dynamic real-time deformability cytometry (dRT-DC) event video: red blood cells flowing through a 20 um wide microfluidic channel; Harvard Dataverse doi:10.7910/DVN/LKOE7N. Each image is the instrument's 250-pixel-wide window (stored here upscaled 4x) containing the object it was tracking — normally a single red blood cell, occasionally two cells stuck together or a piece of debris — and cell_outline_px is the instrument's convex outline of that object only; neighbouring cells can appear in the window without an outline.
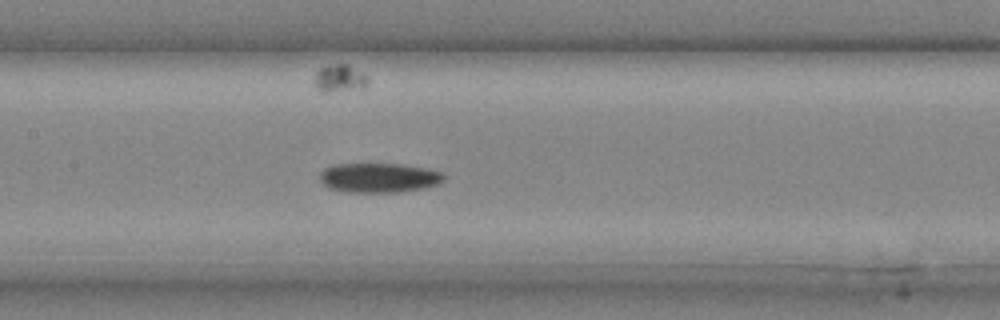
{"species": "common noctule bat (a hibernating species)", "species_latin": "Nyctalus noctula", "temperature_condition": "cold", "stored_images_in_passage": 29, "camera_frame_rate_fps": 3000, "um_per_image_px": 0.085, "animal": {"sex": "male", "body_mass_g": 20.4}, "frame": {"image": 1, "passage_image": 15, "time_ms": 4.667, "image_size_px": [1000, 320], "cell_outline_px": [[444, 180], [440, 184], [424, 188], [400, 192], [348, 192], [328, 188], [320, 180], [320, 172], [324, 168], [332, 164], [404, 164], [444, 172]], "centroid_in_image_um": [32.22, 15.11], "position_along_channel_um": 175.2, "area_um2": 21.56}}
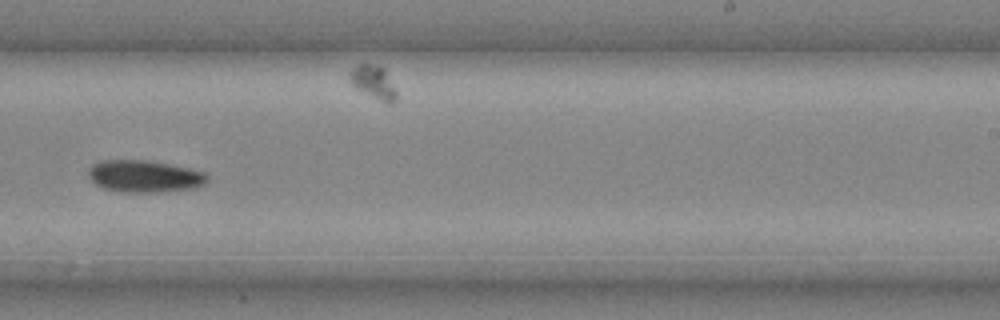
{"frame": {"image": 2, "passage_image": 20, "time_ms": 6.333, "image_size_px": [1000, 320], "cell_outline_px": [[208, 180], [204, 184], [196, 188], [152, 192], [120, 192], [104, 188], [96, 184], [88, 176], [88, 168], [92, 164], [100, 160], [152, 160], [188, 168], [204, 172], [208, 176]], "centroid_in_image_um": [12.26, 14.97], "position_along_channel_um": 276.7, "area_um2": 22.31}}
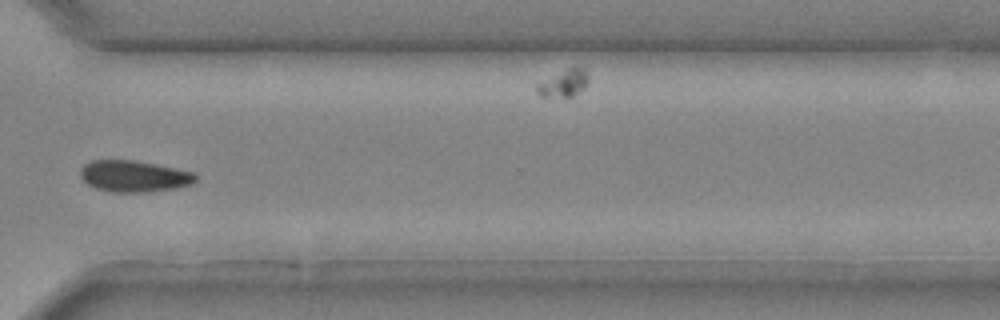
{"frame": {"image": 3, "passage_image": 24, "time_ms": 7.667, "image_size_px": [1000, 320], "cell_outline_px": [[196, 180], [192, 184], [176, 188], [144, 192], [116, 192], [96, 188], [88, 184], [80, 176], [80, 168], [84, 164], [92, 160], [132, 160], [156, 164], [192, 172], [196, 176]], "centroid_in_image_um": [11.37, 14.97], "position_along_channel_um": 359.2, "area_um2": 20.92}}